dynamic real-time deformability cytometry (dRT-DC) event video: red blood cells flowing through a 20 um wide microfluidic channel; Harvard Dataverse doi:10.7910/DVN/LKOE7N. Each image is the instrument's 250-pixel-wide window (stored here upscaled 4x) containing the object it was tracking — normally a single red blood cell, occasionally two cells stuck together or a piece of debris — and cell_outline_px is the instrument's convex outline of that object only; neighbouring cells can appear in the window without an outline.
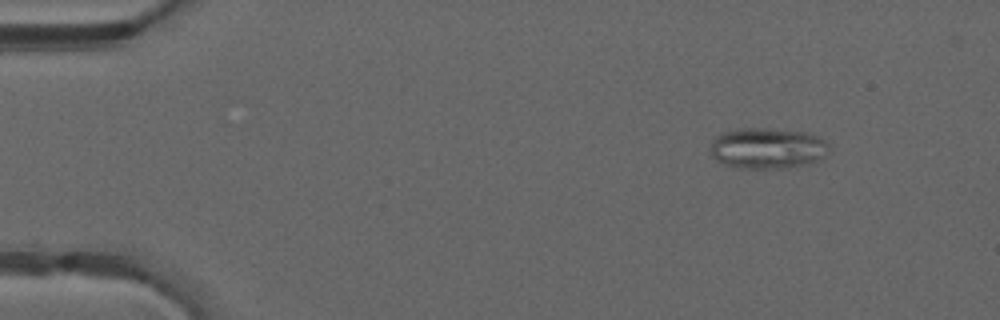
{"species": "common noctule bat (a hibernating species)", "species_latin": "Nyctalus noctula", "temperature_condition": "warm", "stored_images_in_passage": 49, "segment_of_instrument_passage": [1, 2], "camera_frame_rate_fps": 3000, "um_per_image_px": 0.085, "animal": {"sex": "male", "forearm_length_mm": 52.5}, "frame": {"image": 1, "passage_image": 6, "time_ms": 1.667, "image_size_px": [1000, 320], "cell_outline_px": [[832, 148], [828, 152], [816, 160], [804, 164], [788, 168], [740, 168], [724, 164], [716, 160], [712, 156], [708, 148], [712, 140], [716, 136], [724, 132], [736, 128], [764, 128], [804, 132], [820, 136]], "centroid_in_image_um": [65.2, 12.59], "position_along_channel_um": 19.8, "area_um2": 28.44}}